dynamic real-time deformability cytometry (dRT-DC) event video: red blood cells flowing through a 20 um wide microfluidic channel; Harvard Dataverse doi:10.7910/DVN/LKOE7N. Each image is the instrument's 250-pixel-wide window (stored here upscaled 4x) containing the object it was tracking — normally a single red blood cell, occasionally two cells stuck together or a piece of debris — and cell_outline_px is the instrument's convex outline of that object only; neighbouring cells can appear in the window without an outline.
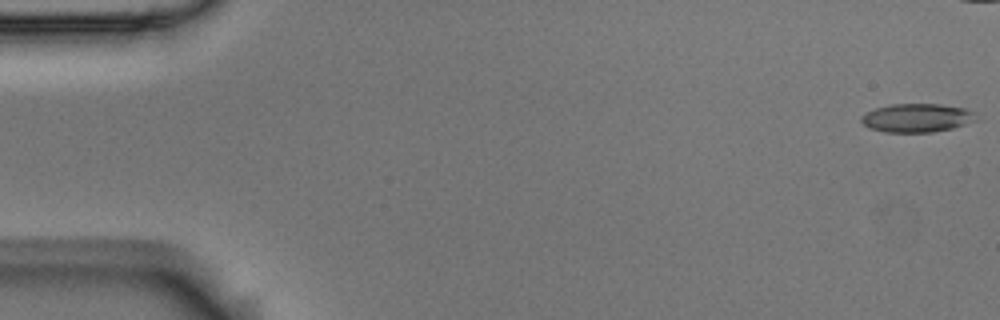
{"species": "Egyptian fruit bat (a non-hibernating species)", "species_latin": "Rousettus aegyptiacus", "temperature_condition": "room temperature", "stored_images_in_passage": 46, "camera_frame_rate_fps": 3000, "um_per_image_px": 0.085, "animal": {"sex": "male"}, "frame": {"image": 1, "passage_image": 1, "time_ms": 0.0, "image_size_px": [1000, 320], "cell_outline_px": [[980, 120], [952, 128], [932, 132], [884, 132], [868, 128], [860, 120], [860, 116], [876, 108], [888, 104], [940, 104], [964, 108], [976, 112]], "centroid_in_image_um": [77.97, 10.02], "position_along_channel_um": 7.0, "area_um2": 19.36}}
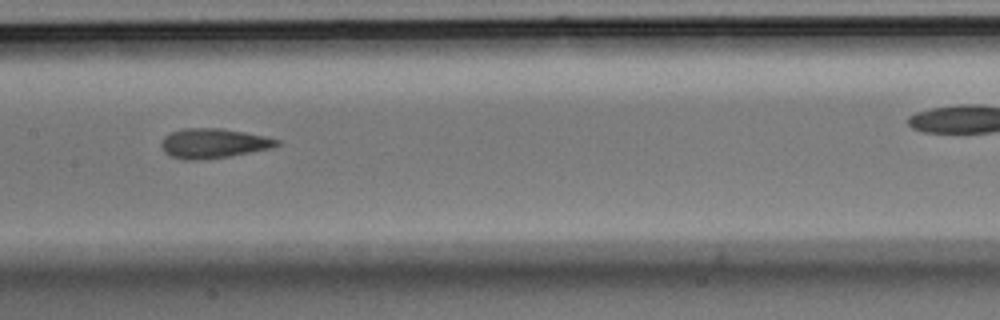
{"frame": {"image": 2, "passage_image": 28, "time_ms": 9.0, "image_size_px": [1000, 320], "cell_outline_px": [[280, 144], [272, 148], [228, 156], [200, 160], [184, 160], [172, 156], [164, 152], [160, 148], [160, 140], [164, 136], [172, 132], [184, 128], [220, 128], [244, 132], [264, 136], [280, 140]], "centroid_in_image_um": [18.1, 12.18], "position_along_channel_um": 189.3, "area_um2": 20.0}}
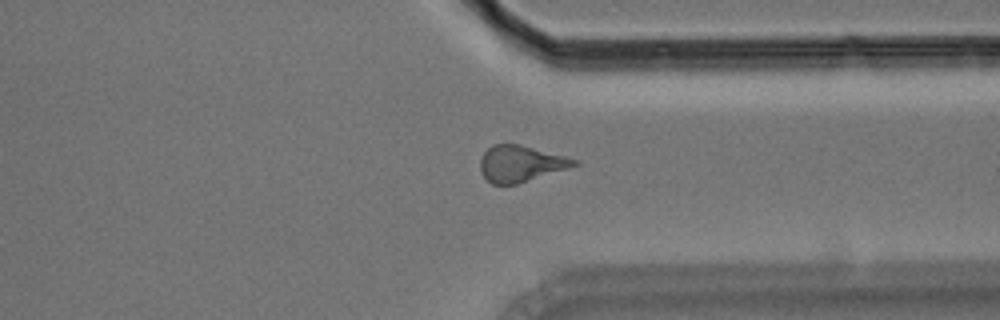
{"frame": {"image": 3, "passage_image": 43, "time_ms": 14.0, "image_size_px": [1000, 320], "cell_outline_px": [[580, 164], [568, 168], [516, 184], [492, 184], [480, 172], [480, 160], [484, 152], [492, 144], [520, 144], [580, 160]], "centroid_in_image_um": [44.26, 13.9], "position_along_channel_um": 367.1, "area_um2": 19.77}}